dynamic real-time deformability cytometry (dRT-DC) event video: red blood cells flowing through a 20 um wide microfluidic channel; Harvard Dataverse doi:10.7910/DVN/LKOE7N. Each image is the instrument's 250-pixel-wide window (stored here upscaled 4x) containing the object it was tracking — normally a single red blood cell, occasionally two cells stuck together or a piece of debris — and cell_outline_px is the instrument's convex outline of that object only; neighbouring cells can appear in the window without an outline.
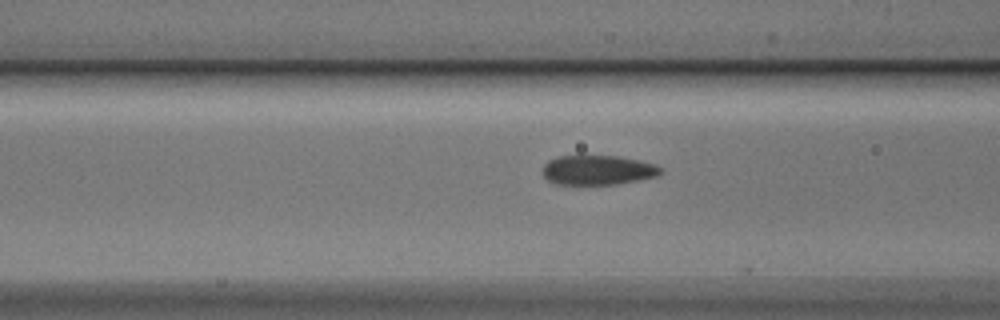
{"species": "Egyptian fruit bat (a non-hibernating species)", "species_latin": "Rousettus aegyptiacus", "temperature_condition": "cold", "stored_images_in_passage": 25, "camera_frame_rate_fps": 3000, "um_per_image_px": 0.085, "animal": {"sex": "male"}, "frame": {"image": 1, "passage_image": 4, "time_ms": 1.0, "image_size_px": [1000, 320], "cell_outline_px": [[660, 172], [656, 176], [640, 180], [616, 184], [556, 184], [548, 180], [544, 176], [544, 164], [548, 160], [556, 156], [620, 156], [640, 160], [656, 164], [660, 168]], "centroid_in_image_um": [50.81, 14.45], "position_along_channel_um": 115.8, "area_um2": 20.29}}
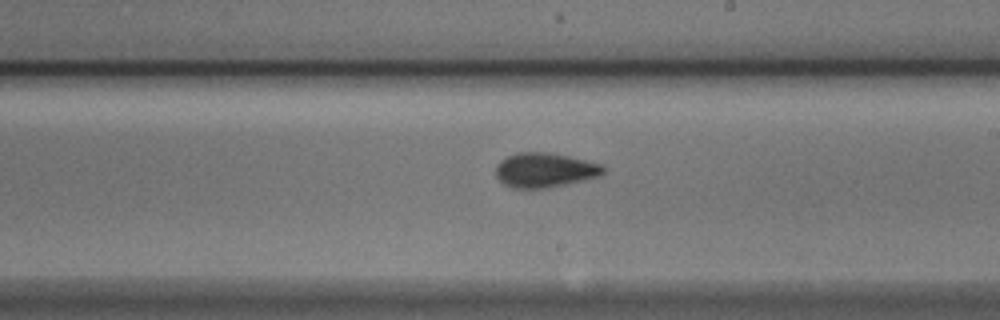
{"frame": {"image": 2, "passage_image": 14, "time_ms": 4.333, "image_size_px": [1000, 320], "cell_outline_px": [[608, 168], [600, 176], [568, 184], [544, 188], [512, 188], [504, 184], [496, 176], [496, 164], [500, 160], [516, 152], [552, 152], [604, 164]], "centroid_in_image_um": [46.35, 14.44], "position_along_channel_um": 242.7, "area_um2": 22.02}}
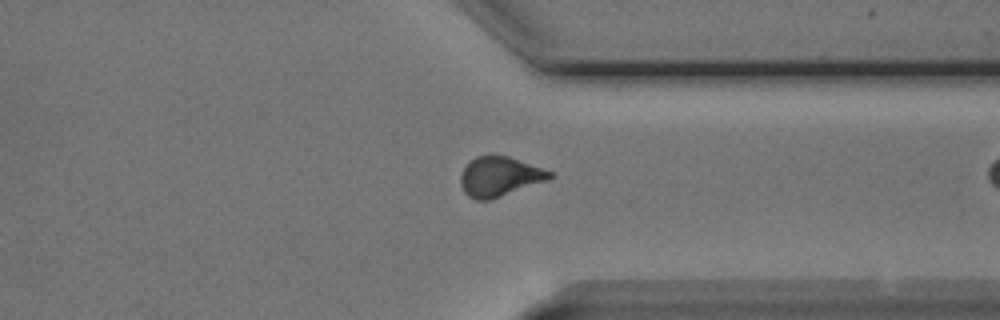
{"frame": {"image": 3, "passage_image": 24, "time_ms": 7.667, "image_size_px": [1000, 320], "cell_outline_px": [[552, 176], [548, 180], [488, 200], [476, 200], [468, 196], [464, 192], [460, 184], [460, 176], [468, 160], [476, 156], [492, 152], [508, 156], [552, 172]], "centroid_in_image_um": [42.4, 14.97], "position_along_channel_um": 369.0, "area_um2": 20.75}}